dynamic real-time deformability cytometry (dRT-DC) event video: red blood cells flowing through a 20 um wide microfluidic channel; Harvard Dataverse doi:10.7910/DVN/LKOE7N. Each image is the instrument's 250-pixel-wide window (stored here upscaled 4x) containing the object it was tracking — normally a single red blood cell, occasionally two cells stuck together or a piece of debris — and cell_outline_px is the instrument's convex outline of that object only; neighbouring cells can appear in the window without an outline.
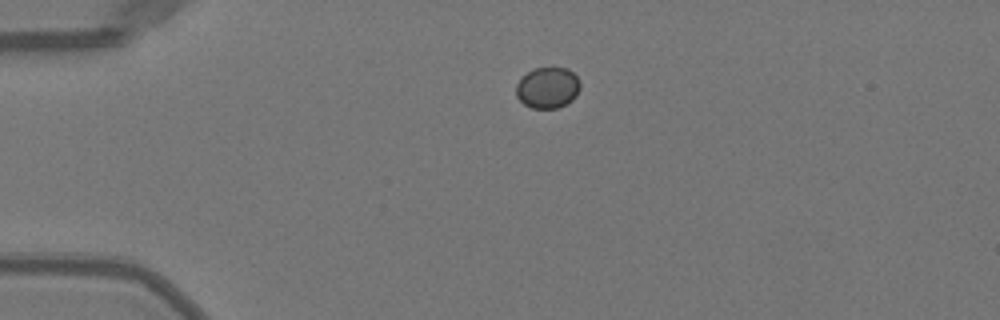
{"species": "Egyptian fruit bat (a non-hibernating species)", "species_latin": "Rousettus aegyptiacus", "temperature_condition": "warm", "stored_images_in_passage": 10, "camera_frame_rate_fps": 3000, "um_per_image_px": 0.085, "animal": {"sex": "female"}, "frame": {"image": 1, "passage_image": 1, "time_ms": 0.0, "image_size_px": [1000, 320], "cell_outline_px": [[580, 88], [576, 96], [572, 100], [556, 108], [532, 108], [524, 104], [516, 96], [516, 84], [528, 72], [536, 68], [568, 68], [580, 80]], "centroid_in_image_um": [46.56, 7.46], "position_along_channel_um": 38.4, "area_um2": 15.2}}
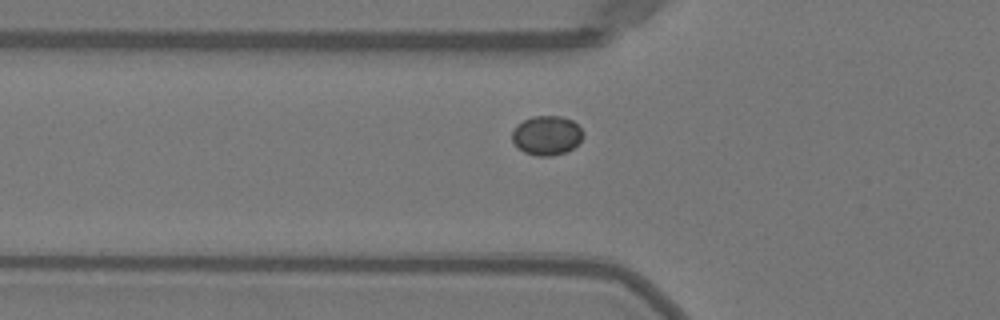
{"frame": {"image": 2, "passage_image": 7, "time_ms": 2.0, "image_size_px": [1000, 320], "cell_outline_px": [[584, 136], [572, 148], [564, 152], [552, 156], [536, 156], [524, 152], [512, 140], [512, 132], [516, 124], [532, 116], [560, 116], [572, 120], [584, 132]], "centroid_in_image_um": [46.46, 11.5], "position_along_channel_um": 79.3, "area_um2": 16.18}}
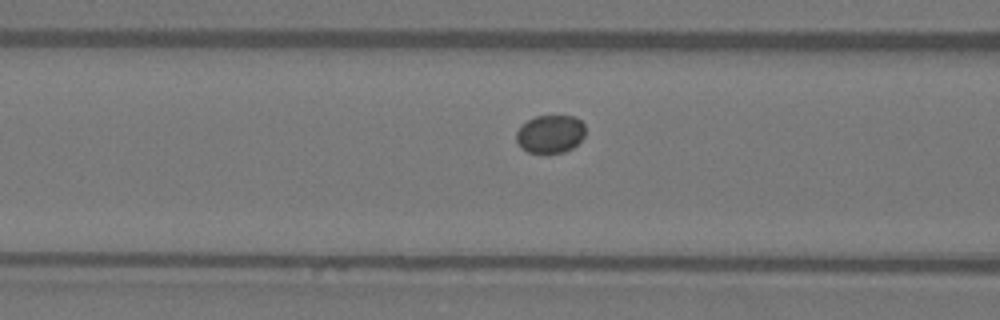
{"frame": {"image": 3, "passage_image": 10, "time_ms": 3.0, "image_size_px": [1000, 320], "cell_outline_px": [[584, 136], [572, 148], [564, 152], [528, 152], [520, 148], [516, 140], [516, 132], [528, 120], [536, 116], [572, 116], [580, 120], [584, 124]], "centroid_in_image_um": [46.76, 11.39], "position_along_channel_um": 119.8, "area_um2": 15.09}}